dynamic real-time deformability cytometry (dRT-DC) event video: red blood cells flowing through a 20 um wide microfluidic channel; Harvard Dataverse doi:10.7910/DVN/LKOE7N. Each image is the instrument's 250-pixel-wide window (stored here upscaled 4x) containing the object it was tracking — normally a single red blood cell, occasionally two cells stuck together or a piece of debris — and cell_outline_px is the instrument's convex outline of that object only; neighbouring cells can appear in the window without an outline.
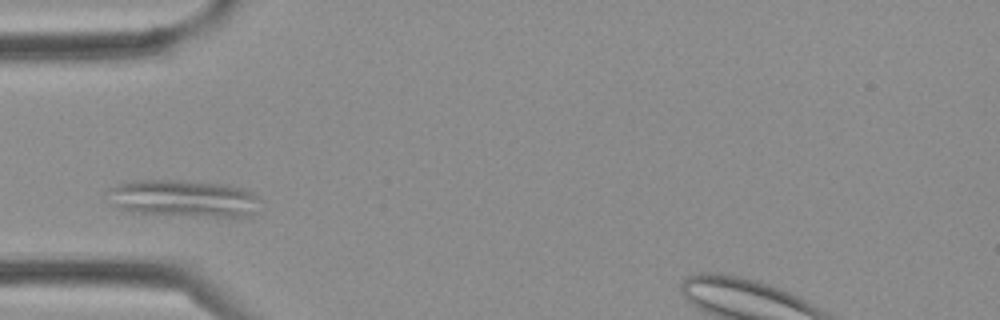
{"species": "Egyptian fruit bat (a non-hibernating species)", "species_latin": "Rousettus aegyptiacus", "temperature_condition": "cold", "stored_images_in_passage": 2, "camera_frame_rate_fps": 3000, "um_per_image_px": 0.085, "frame": {"image": 1, "passage_image": 2, "time_ms": 0.333, "image_size_px": [1000, 320], "cell_outline_px": [[260, 200], [256, 212], [252, 216], [208, 216], [132, 212], [120, 208], [112, 204], [104, 192], [108, 188], [120, 184], [136, 180], [176, 180], [224, 184], [244, 188], [252, 192]], "centroid_in_image_um": [15.59, 16.85], "position_along_channel_um": 69.4, "area_um2": 32.89}}